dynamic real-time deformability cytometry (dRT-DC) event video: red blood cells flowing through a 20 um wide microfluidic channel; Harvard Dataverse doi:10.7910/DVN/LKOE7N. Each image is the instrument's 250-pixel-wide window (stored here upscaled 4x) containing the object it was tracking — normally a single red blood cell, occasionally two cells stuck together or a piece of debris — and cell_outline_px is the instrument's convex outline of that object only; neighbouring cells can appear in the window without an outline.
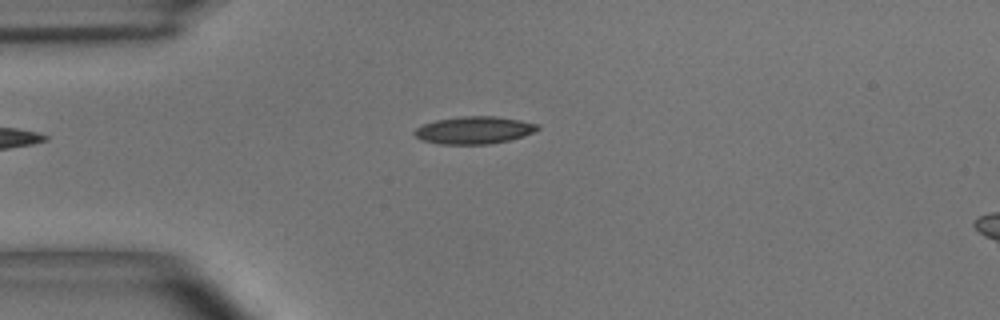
{"species": "common noctule bat (a hibernating species)", "species_latin": "Nyctalus noctula", "temperature_condition": "room temperature", "stored_images_in_passage": 42, "camera_frame_rate_fps": 3000, "um_per_image_px": 0.085, "animal": {"sex": "male", "body_mass_g": 15.6}, "frame": {"image": 1, "passage_image": 1, "time_ms": 0.0, "image_size_px": [1000, 320], "cell_outline_px": [[540, 128], [524, 136], [508, 140], [488, 144], [440, 144], [420, 140], [412, 132], [416, 128], [424, 124], [436, 120], [464, 116], [496, 116], [520, 120], [540, 124]], "centroid_in_image_um": [40.29, 11.06], "position_along_channel_um": 44.7, "area_um2": 19.65}}
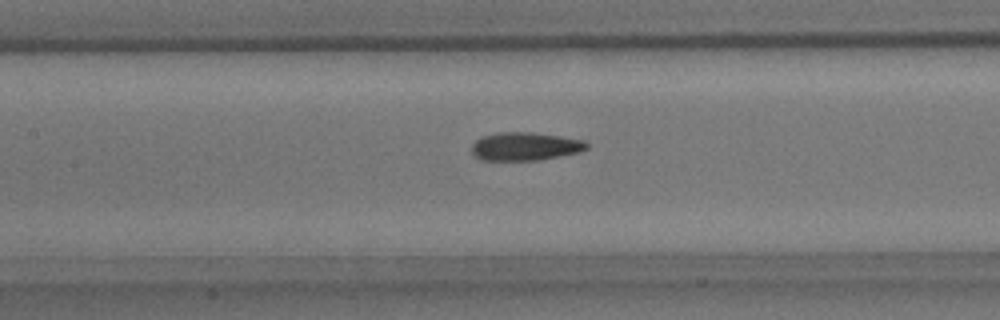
{"frame": {"image": 2, "passage_image": 12, "time_ms": 3.667, "image_size_px": [1000, 320], "cell_outline_px": [[588, 148], [576, 152], [560, 156], [540, 160], [480, 160], [472, 152], [472, 144], [480, 136], [496, 132], [532, 132], [560, 136], [584, 140], [588, 144]], "centroid_in_image_um": [44.6, 12.43], "position_along_channel_um": 162.8, "area_um2": 18.96}}
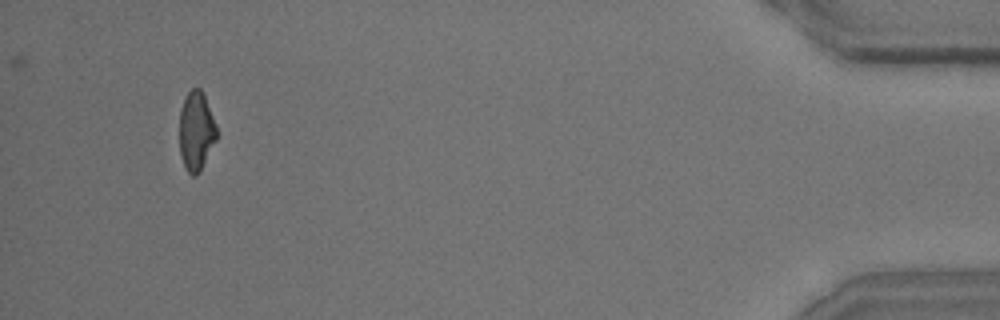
{"frame": {"image": 3, "passage_image": 39, "time_ms": 12.667, "image_size_px": [1000, 320], "cell_outline_px": [[216, 140], [200, 172], [196, 176], [192, 176], [184, 168], [180, 156], [180, 108], [184, 96], [192, 88], [200, 88], [204, 92], [216, 124]], "centroid_in_image_um": [16.67, 11.13], "position_along_channel_um": 418.5, "area_um2": 17.46}, "authors_computed_cell_mechanics": {"area_um2": 18.5827, "velocity_mm_per_s": 3.654, "shape_relaxation_time_tau1_ms": 6.6381, "shape_relaxation_time_tau2_ms": 3.0544, "deformation_change_tau1": 0.1875, "deformation_change_tau2": 0.1167}}